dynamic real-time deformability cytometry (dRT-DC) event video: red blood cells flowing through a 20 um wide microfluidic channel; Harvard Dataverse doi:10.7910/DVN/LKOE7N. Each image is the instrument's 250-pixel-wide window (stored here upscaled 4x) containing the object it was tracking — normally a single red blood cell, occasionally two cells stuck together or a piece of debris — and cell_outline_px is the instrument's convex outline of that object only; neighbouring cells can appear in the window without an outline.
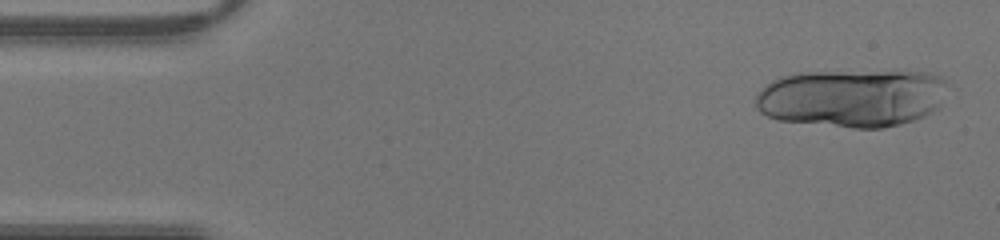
{"species": "human", "species_latin": "Homo sapiens", "temperature_condition": "warm", "stored_images_in_passage": 42, "camera_frame_rate_fps": 3000, "um_per_image_px": 0.085, "donor": {"sex": "male"}, "frame": {"image": 1, "passage_image": 2, "time_ms": 0.333, "image_size_px": [1000, 240], "cell_outline_px": [[944, 84], [940, 104], [932, 112], [924, 116], [900, 124], [884, 128], [852, 128], [780, 120], [768, 116], [760, 112], [756, 108], [752, 100], [756, 92], [772, 80], [780, 76], [800, 72], [928, 72], [940, 76], [944, 80]], "centroid_in_image_um": [72.33, 8.33], "position_along_channel_um": 12.7, "area_um2": 64.85}}
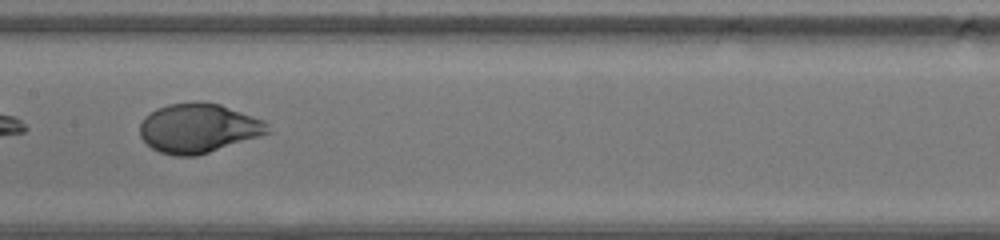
{"frame": {"image": 2, "passage_image": 21, "time_ms": 6.667, "image_size_px": [1000, 240], "cell_outline_px": [[272, 132], [260, 136], [196, 156], [176, 156], [160, 152], [152, 148], [140, 136], [140, 124], [144, 116], [156, 108], [168, 104], [196, 100], [220, 104], [264, 120], [268, 124]], "centroid_in_image_um": [16.86, 10.87], "position_along_channel_um": 190.5, "area_um2": 36.93}}
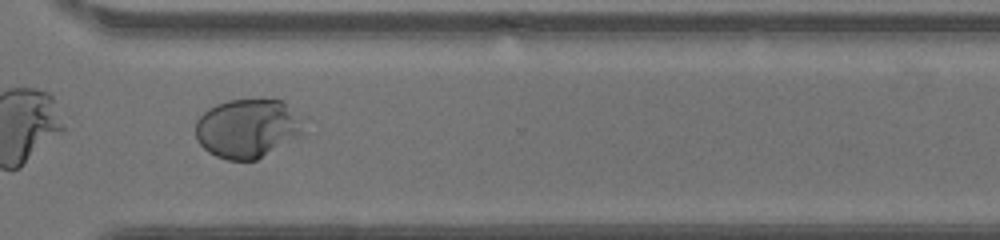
{"frame": {"image": 3, "passage_image": 31, "time_ms": 10.0, "image_size_px": [1000, 240], "cell_outline_px": [[300, 136], [256, 160], [228, 160], [216, 156], [208, 152], [200, 144], [196, 136], [196, 120], [208, 108], [216, 104], [228, 100], [284, 100], [300, 120]], "centroid_in_image_um": [20.98, 10.92], "position_along_channel_um": 349.6, "area_um2": 36.59}}